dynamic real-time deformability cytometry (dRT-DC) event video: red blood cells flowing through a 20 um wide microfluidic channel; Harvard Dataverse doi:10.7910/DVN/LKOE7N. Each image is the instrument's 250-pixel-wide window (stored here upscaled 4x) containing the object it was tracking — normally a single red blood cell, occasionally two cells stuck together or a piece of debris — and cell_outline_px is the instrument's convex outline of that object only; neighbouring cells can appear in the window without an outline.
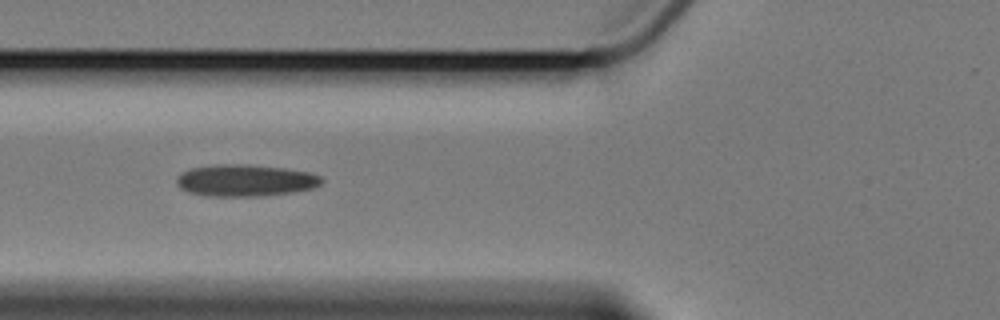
{"species": "Egyptian fruit bat (a non-hibernating species)", "species_latin": "Rousettus aegyptiacus", "temperature_condition": "cold", "stored_images_in_passage": 9, "camera_frame_rate_fps": 3000, "um_per_image_px": 0.085, "animal": {"sex": "female"}, "frame": {"image": 1, "passage_image": 6, "time_ms": 6.0, "image_size_px": [1000, 320], "cell_outline_px": [[324, 180], [320, 184], [312, 188], [292, 192], [260, 196], [204, 196], [188, 192], [180, 188], [176, 184], [176, 176], [180, 172], [188, 168], [216, 164], [248, 164], [284, 168], [312, 172], [320, 176]], "centroid_in_image_um": [20.8, 15.32], "position_along_channel_um": 105.0, "area_um2": 27.28}}
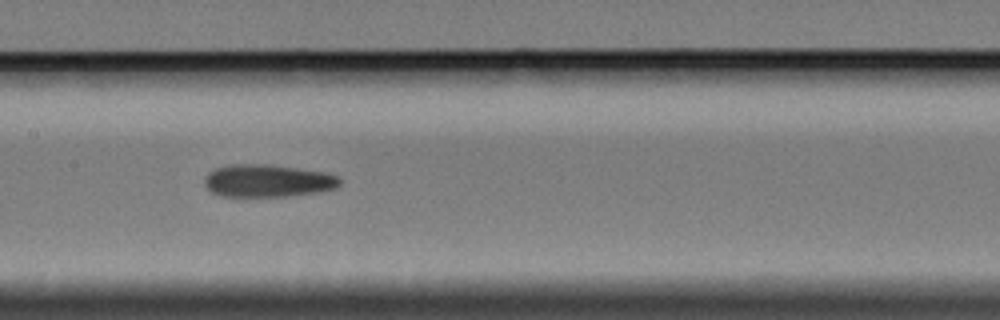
{"frame": {"image": 2, "passage_image": 8, "time_ms": 8.333, "image_size_px": [1000, 320], "cell_outline_px": [[340, 184], [336, 188], [320, 192], [288, 196], [220, 196], [212, 192], [204, 184], [204, 176], [208, 172], [216, 168], [228, 164], [268, 164], [324, 172], [336, 176], [340, 180]], "centroid_in_image_um": [22.72, 15.36], "position_along_channel_um": 184.7, "area_um2": 25.72}}
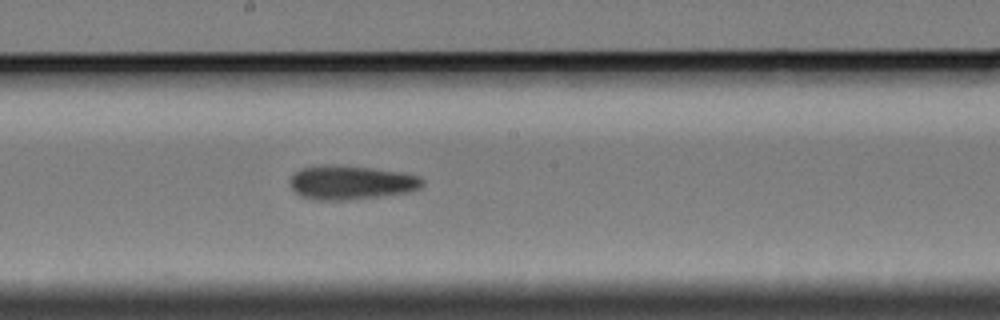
{"frame": {"image": 3, "passage_image": 9, "time_ms": 9.333, "image_size_px": [1000, 320], "cell_outline_px": [[424, 184], [420, 188], [412, 192], [348, 200], [316, 200], [300, 196], [292, 188], [292, 176], [300, 168], [320, 164], [324, 164], [372, 168], [400, 172], [420, 176], [424, 180]], "centroid_in_image_um": [29.88, 15.51], "position_along_channel_um": 218.3, "area_um2": 26.3}}